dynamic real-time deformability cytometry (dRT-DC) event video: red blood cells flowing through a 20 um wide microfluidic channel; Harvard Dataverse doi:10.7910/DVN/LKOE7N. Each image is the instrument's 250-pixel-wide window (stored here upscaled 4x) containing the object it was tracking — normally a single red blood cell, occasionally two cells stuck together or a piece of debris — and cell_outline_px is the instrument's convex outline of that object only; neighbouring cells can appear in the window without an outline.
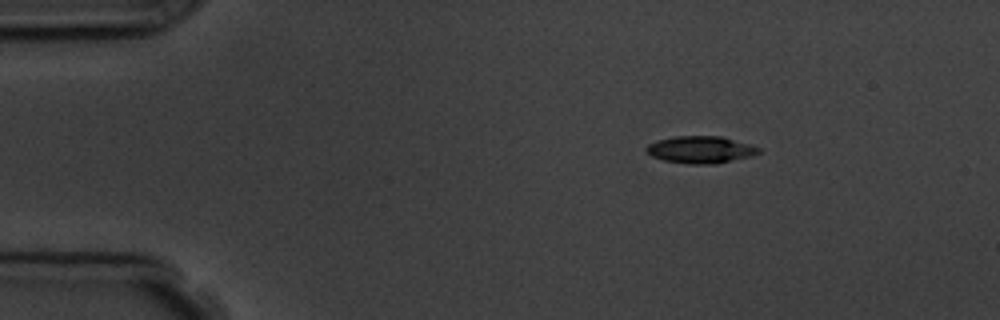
{"species": "common noctule bat (a hibernating species)", "species_latin": "Nyctalus noctula", "temperature_condition": "room temperature", "stored_images_in_passage": 13, "camera_frame_rate_fps": 3000, "um_per_image_px": 0.085, "animal": {"sex": "male", "body_mass_g": 19.5, "forearm_length_mm": 54.6}, "frame": {"image": 1, "passage_image": 1, "time_ms": 0.0, "image_size_px": [1000, 320], "cell_outline_px": [[760, 152], [752, 156], [712, 164], [688, 164], [664, 160], [652, 156], [644, 148], [648, 144], [656, 140], [676, 136], [720, 136], [748, 144], [760, 148]], "centroid_in_image_um": [59.51, 12.72], "position_along_channel_um": 25.5, "area_um2": 17.57}}
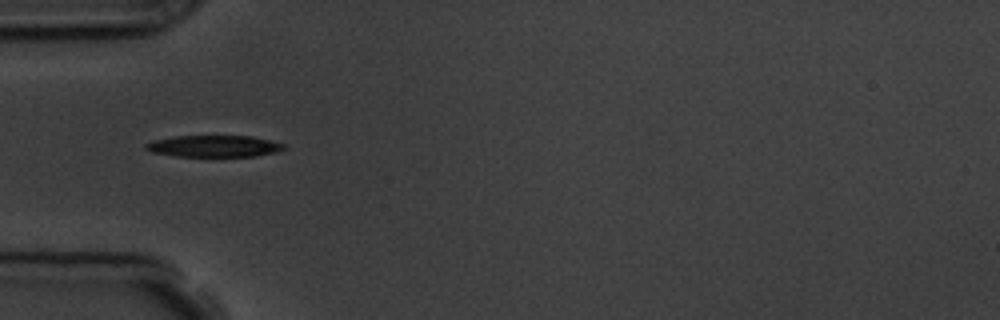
{"frame": {"image": 2, "passage_image": 3, "time_ms": 3.0, "image_size_px": [1000, 320], "cell_outline_px": [[284, 148], [276, 152], [256, 156], [176, 156], [152, 152], [144, 148], [144, 144], [152, 140], [176, 136], [252, 136], [284, 144]], "centroid_in_image_um": [18.14, 12.42], "position_along_channel_um": 66.9, "area_um2": 17.28}}
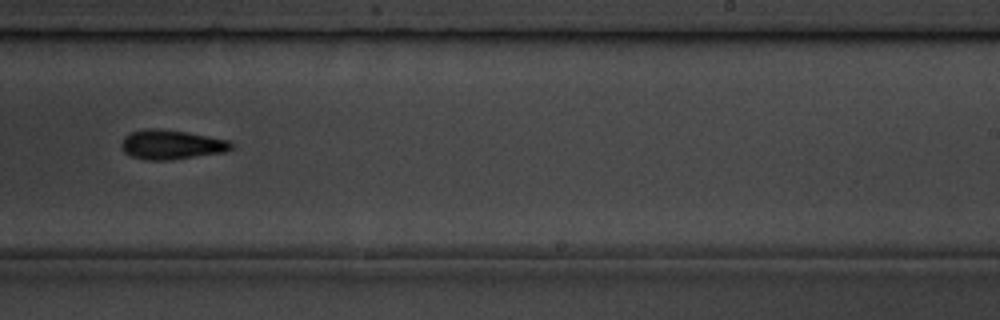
{"frame": {"image": 3, "passage_image": 8, "time_ms": 8.667, "image_size_px": [1000, 320], "cell_outline_px": [[236, 144], [232, 148], [224, 152], [172, 160], [144, 160], [132, 156], [124, 152], [120, 144], [124, 136], [132, 132], [144, 128], [152, 128], [184, 132], [208, 136], [228, 140]], "centroid_in_image_um": [14.56, 12.3], "position_along_channel_um": 274.4, "area_um2": 18.84}, "authors_computed_cell_mechanics": {"area_um2": 18.207, "velocity_mm_per_s": 3.6728, "shape_relaxation_time_tau1_ms": 9.3404, "shape_relaxation_time_tau2_ms": 5.169, "deformation_change_tau1": 0.1714, "deformation_change_tau2": 0.1376}}